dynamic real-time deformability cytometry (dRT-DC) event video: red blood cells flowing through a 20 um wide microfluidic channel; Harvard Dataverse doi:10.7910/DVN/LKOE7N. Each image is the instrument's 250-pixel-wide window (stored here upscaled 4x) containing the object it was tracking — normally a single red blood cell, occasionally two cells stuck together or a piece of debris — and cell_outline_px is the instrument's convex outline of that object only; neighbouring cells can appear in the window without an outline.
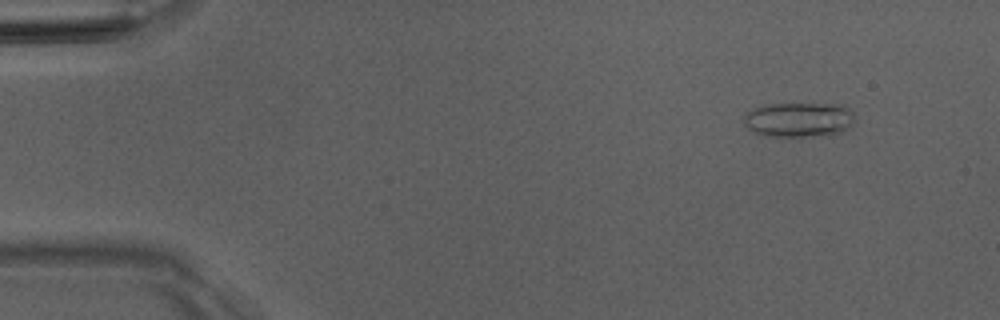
{"species": "Egyptian fruit bat (a non-hibernating species)", "species_latin": "Rousettus aegyptiacus", "temperature_condition": "room temperature", "stored_images_in_passage": 49, "camera_frame_rate_fps": 3000, "um_per_image_px": 0.085, "animal": {"sex": "male"}, "frame": {"image": 1, "passage_image": 4, "time_ms": 1.0, "image_size_px": [1000, 320], "cell_outline_px": [[852, 124], [848, 128], [840, 132], [800, 136], [768, 136], [752, 132], [744, 124], [744, 116], [748, 112], [756, 108], [768, 104], [844, 104], [852, 112]], "centroid_in_image_um": [67.87, 10.16], "position_along_channel_um": 17.1, "area_um2": 22.02}}
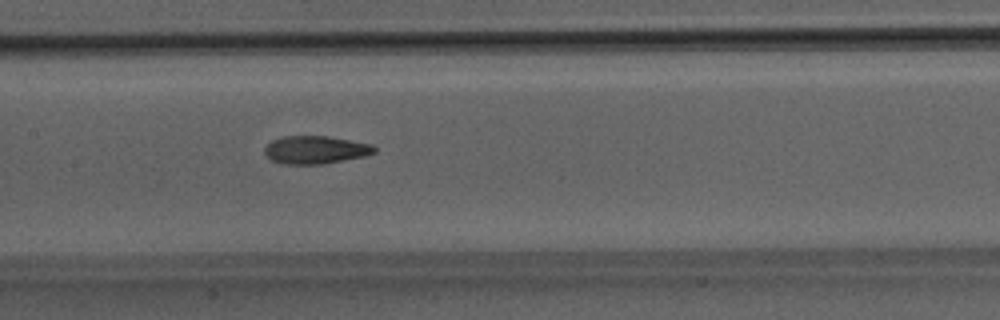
{"frame": {"image": 2, "passage_image": 24, "time_ms": 7.667, "image_size_px": [1000, 320], "cell_outline_px": [[376, 152], [364, 156], [324, 164], [280, 164], [272, 160], [264, 152], [264, 148], [272, 140], [284, 136], [328, 136], [372, 144], [376, 148]], "centroid_in_image_um": [26.82, 12.74], "position_along_channel_um": 180.6, "area_um2": 17.86}}
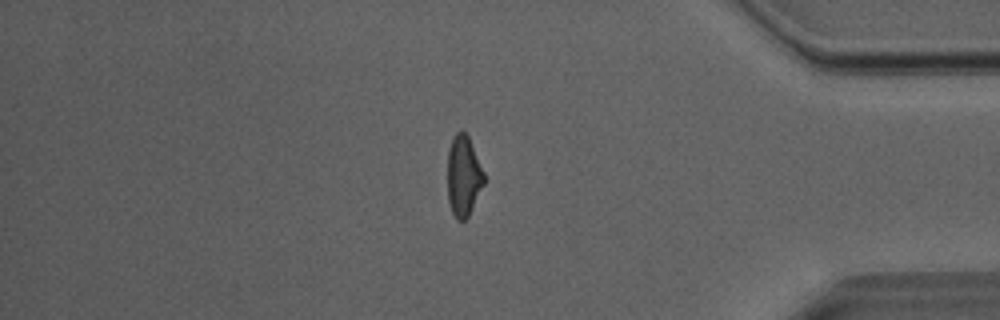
{"frame": {"image": 3, "passage_image": 42, "time_ms": 13.667, "image_size_px": [1000, 320], "cell_outline_px": [[484, 184], [468, 216], [464, 220], [456, 220], [452, 212], [448, 200], [448, 148], [452, 136], [456, 132], [464, 132], [468, 136], [484, 172]], "centroid_in_image_um": [39.38, 14.95], "position_along_channel_um": 395.8, "area_um2": 17.05}, "authors_computed_cell_mechanics": {"area_um2": 18.2648, "velocity_mm_per_s": 4.0761, "shape_relaxation_time_tau1_ms": 7.1626, "shape_relaxation_time_tau2_ms": 2.6744, "deformation_change_tau1": 0.1955, "deformation_change_tau2": 0.1167}}